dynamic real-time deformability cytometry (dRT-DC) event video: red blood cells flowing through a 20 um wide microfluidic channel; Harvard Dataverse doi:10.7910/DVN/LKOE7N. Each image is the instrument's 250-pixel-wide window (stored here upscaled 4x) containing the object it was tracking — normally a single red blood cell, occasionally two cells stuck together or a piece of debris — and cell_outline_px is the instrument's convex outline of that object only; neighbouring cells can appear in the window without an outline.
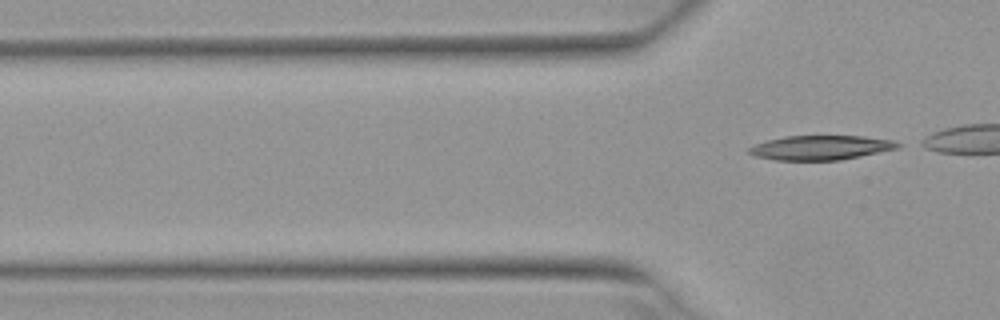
{"species": "Egyptian fruit bat (a non-hibernating species)", "species_latin": "Rousettus aegyptiacus", "temperature_condition": "warm", "stored_images_in_passage": 4, "camera_frame_rate_fps": 3000, "um_per_image_px": 0.085, "animal": {"sex": "female"}, "frame": {"image": 1, "passage_image": 4, "time_ms": 1.0, "image_size_px": [1000, 320], "cell_outline_px": [[904, 144], [900, 148], [840, 160], [776, 160], [756, 156], [748, 152], [748, 148], [756, 144], [768, 140], [784, 136], [864, 136], [896, 140]], "centroid_in_image_um": [69.84, 12.54], "position_along_channel_um": 56.0, "area_um2": 21.27}}